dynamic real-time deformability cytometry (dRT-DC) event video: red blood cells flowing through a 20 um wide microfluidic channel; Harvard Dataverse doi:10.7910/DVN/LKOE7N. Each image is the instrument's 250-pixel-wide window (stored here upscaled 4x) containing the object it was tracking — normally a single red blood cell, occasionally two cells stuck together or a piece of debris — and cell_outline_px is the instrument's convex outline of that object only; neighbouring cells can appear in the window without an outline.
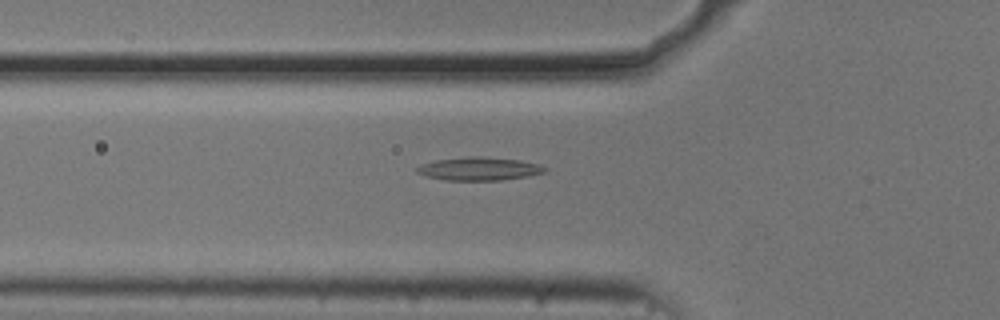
{"species": "common noctule bat (a hibernating species)", "species_latin": "Nyctalus noctula", "temperature_condition": "cold", "stored_images_in_passage": 46, "camera_frame_rate_fps": 3000, "um_per_image_px": 0.085, "animal": {"sex": "male", "body_mass_g": 20.5, "forearm_length_mm": 52.5}, "frame": {"image": 1, "passage_image": 11, "time_ms": 3.333, "image_size_px": [1000, 320], "cell_outline_px": [[548, 172], [528, 176], [500, 180], [444, 180], [424, 176], [416, 172], [416, 168], [420, 164], [436, 160], [468, 156], [484, 156], [520, 160], [540, 164], [548, 168]], "centroid_in_image_um": [40.74, 14.34], "position_along_channel_um": 85.1, "area_um2": 17.57}}
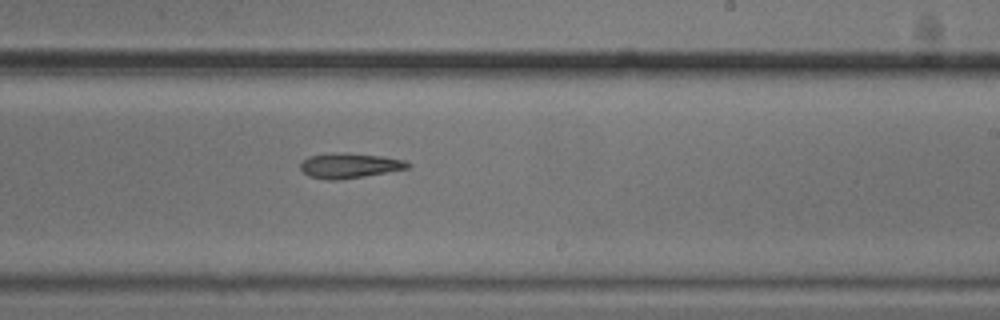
{"frame": {"image": 2, "passage_image": 25, "time_ms": 8.0, "image_size_px": [1000, 320], "cell_outline_px": [[412, 164], [408, 168], [364, 176], [336, 180], [332, 180], [308, 176], [300, 168], [300, 164], [308, 156], [332, 152], [344, 152], [384, 156], [404, 160]], "centroid_in_image_um": [29.7, 14.05], "position_along_channel_um": 259.3, "area_um2": 15.66}}
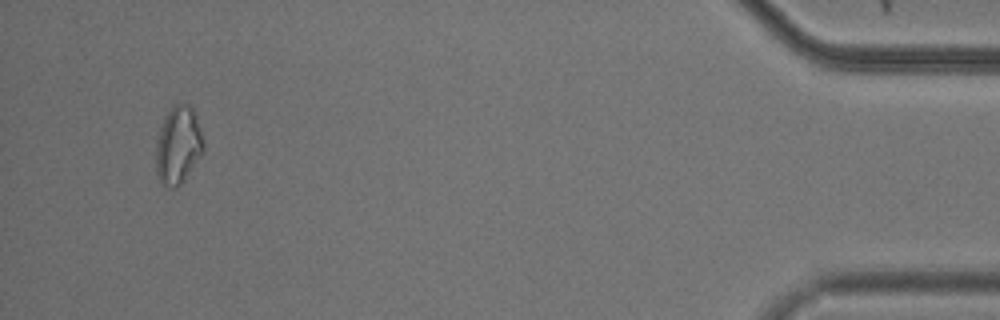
{"frame": {"image": 3, "passage_image": 44, "time_ms": 14.333, "image_size_px": [1000, 320], "cell_outline_px": [[204, 152], [184, 180], [176, 188], [172, 188], [164, 184], [160, 180], [156, 172], [156, 144], [160, 128], [164, 116], [172, 104], [188, 104], [192, 108], [196, 116], [204, 140]], "centroid_in_image_um": [15.15, 12.33], "position_along_channel_um": 420.0, "area_um2": 21.62}, "authors_computed_cell_mechanics": {"area_um2": 16.762, "velocity_mm_per_s": 3.7118, "shape_relaxation_time_tau1_ms": 5.516, "shape_relaxation_time_tau2_ms": 5.4598, "deformation_change_tau1": 0.093, "deformation_change_tau2": 0.1284}}